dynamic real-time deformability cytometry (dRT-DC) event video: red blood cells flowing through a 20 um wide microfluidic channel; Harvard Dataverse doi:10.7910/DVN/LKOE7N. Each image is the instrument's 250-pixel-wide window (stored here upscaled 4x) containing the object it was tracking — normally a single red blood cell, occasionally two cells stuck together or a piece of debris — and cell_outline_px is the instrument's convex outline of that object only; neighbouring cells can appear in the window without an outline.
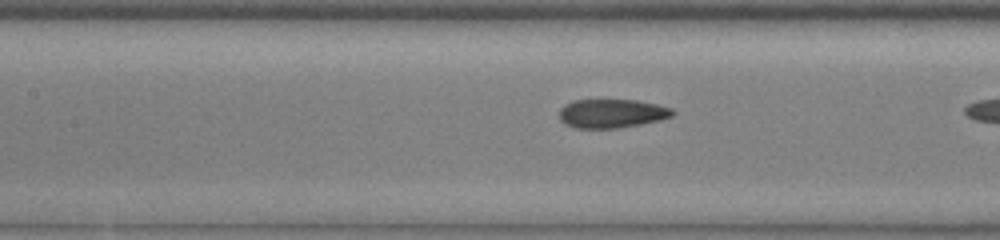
{"species": "common noctule bat (a hibernating species)", "species_latin": "Nyctalus noctula", "temperature_condition": "cold", "stored_images_in_passage": 10, "camera_frame_rate_fps": 3000, "um_per_image_px": 0.085, "animal": {"sex": "male", "body_mass_g": 13.0, "forearm_length_mm": 53.1}, "frame": {"image": 1, "passage_image": 9, "time_ms": 2.667, "image_size_px": [1000, 240], "cell_outline_px": [[676, 112], [672, 116], [660, 120], [640, 124], [616, 128], [576, 128], [564, 124], [560, 120], [560, 108], [564, 104], [572, 100], [636, 100], [656, 104], [672, 108]], "centroid_in_image_um": [51.99, 9.64], "position_along_channel_um": 155.4, "area_um2": 19.07}}